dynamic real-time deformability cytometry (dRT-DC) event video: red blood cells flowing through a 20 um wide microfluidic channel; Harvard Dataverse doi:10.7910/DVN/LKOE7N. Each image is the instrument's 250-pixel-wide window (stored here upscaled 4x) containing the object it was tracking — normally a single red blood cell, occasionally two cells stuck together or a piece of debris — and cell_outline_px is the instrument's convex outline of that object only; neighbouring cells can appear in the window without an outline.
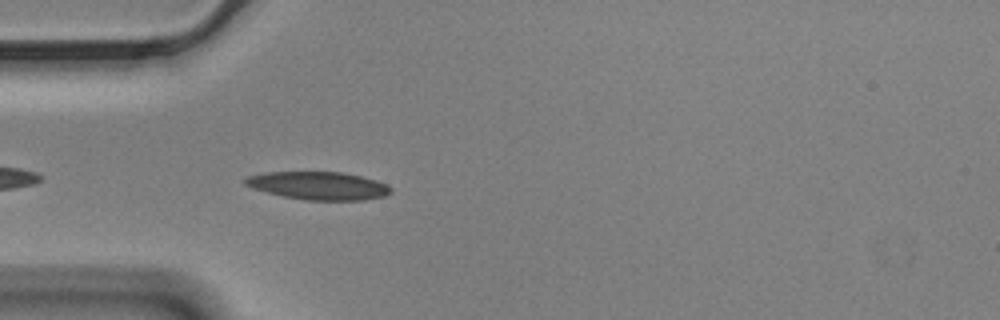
{"species": "Egyptian fruit bat (a non-hibernating species)", "species_latin": "Rousettus aegyptiacus", "temperature_condition": "cold", "stored_images_in_passage": 11, "camera_frame_rate_fps": 3000, "um_per_image_px": 0.085, "animal": {"sex": "male"}, "frame": {"image": 1, "passage_image": 2, "time_ms": 0.333, "image_size_px": [1000, 320], "cell_outline_px": [[392, 192], [384, 196], [364, 200], [304, 200], [284, 196], [252, 188], [244, 184], [244, 180], [248, 176], [264, 172], [344, 172], [376, 180], [388, 184], [392, 188]], "centroid_in_image_um": [27.1, 15.78], "position_along_channel_um": 57.9, "area_um2": 23.76}}
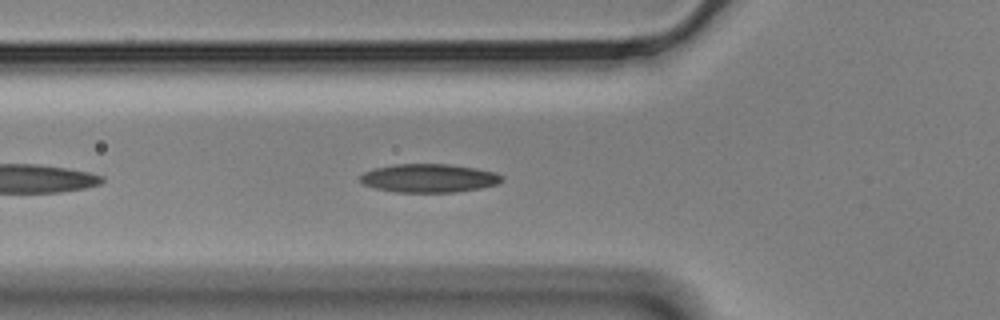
{"frame": {"image": 2, "passage_image": 5, "time_ms": 1.333, "image_size_px": [1000, 320], "cell_outline_px": [[504, 180], [496, 184], [480, 188], [452, 192], [396, 192], [376, 188], [364, 184], [360, 180], [360, 176], [364, 172], [376, 168], [396, 164], [448, 164], [476, 168], [496, 172], [504, 176]], "centroid_in_image_um": [36.5, 15.14], "position_along_channel_um": 89.3, "area_um2": 23.41}}